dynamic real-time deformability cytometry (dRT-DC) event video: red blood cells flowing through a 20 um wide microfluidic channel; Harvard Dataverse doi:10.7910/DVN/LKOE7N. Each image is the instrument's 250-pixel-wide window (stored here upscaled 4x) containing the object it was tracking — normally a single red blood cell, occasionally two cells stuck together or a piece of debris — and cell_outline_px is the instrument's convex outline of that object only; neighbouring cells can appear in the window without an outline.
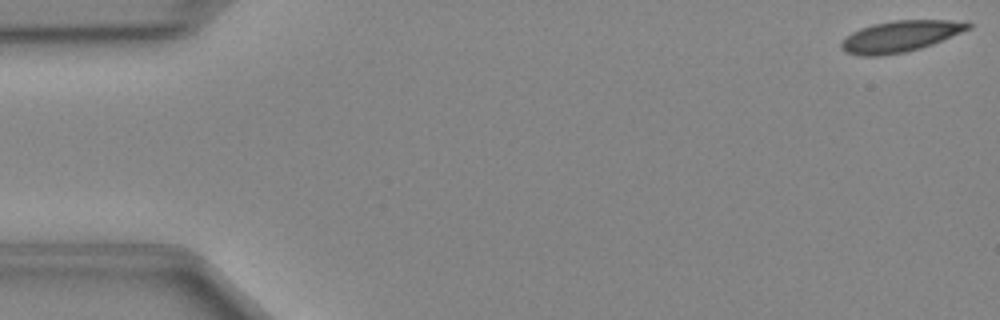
{"species": "Egyptian fruit bat (a non-hibernating species)", "species_latin": "Rousettus aegyptiacus", "temperature_condition": "cold", "stored_images_in_passage": 5, "camera_frame_rate_fps": 3000, "um_per_image_px": 0.085, "animal": {"sex": "female"}, "frame": {"image": 1, "passage_image": 1, "time_ms": 0.0, "image_size_px": [1000, 320], "cell_outline_px": [[972, 28], [932, 44], [920, 48], [904, 52], [880, 56], [860, 56], [844, 52], [840, 48], [840, 44], [852, 32], [860, 28], [872, 24], [892, 20], [968, 20], [972, 24]], "centroid_in_image_um": [76.55, 3.07], "position_along_channel_um": 8.5, "area_um2": 23.24}}